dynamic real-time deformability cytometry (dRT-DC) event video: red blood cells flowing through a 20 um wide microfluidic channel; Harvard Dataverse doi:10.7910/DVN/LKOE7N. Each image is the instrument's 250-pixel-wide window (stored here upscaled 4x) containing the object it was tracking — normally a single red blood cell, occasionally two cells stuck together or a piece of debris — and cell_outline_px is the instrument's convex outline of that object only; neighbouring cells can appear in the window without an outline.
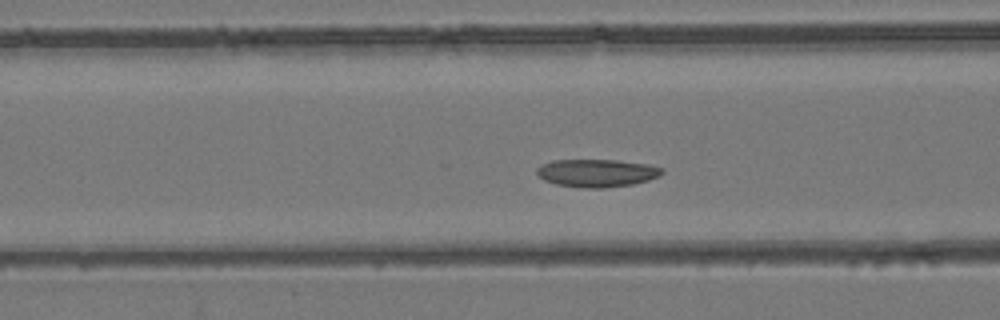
{"species": "common noctule bat (a hibernating species)", "species_latin": "Nyctalus noctula", "temperature_condition": "room temperature", "stored_images_in_passage": 44, "camera_frame_rate_fps": 3000, "um_per_image_px": 0.085, "animal": {"sex": "female", "body_mass_g": 24.6, "forearm_length_mm": 56.2}, "frame": {"image": 1, "passage_image": 9, "time_ms": 2.667, "image_size_px": [1000, 320], "cell_outline_px": [[664, 172], [660, 176], [648, 180], [632, 184], [604, 188], [584, 188], [556, 184], [544, 180], [536, 172], [536, 168], [540, 164], [552, 160], [616, 160], [648, 164], [664, 168]], "centroid_in_image_um": [50.73, 14.7], "position_along_channel_um": 115.9, "area_um2": 20.4}}
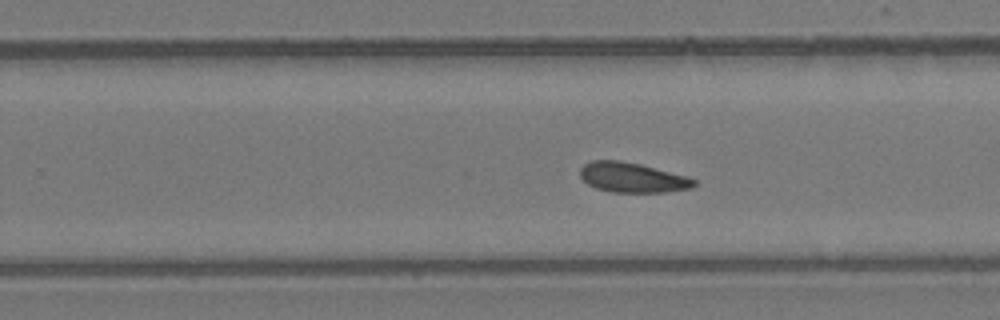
{"frame": {"image": 2, "passage_image": 22, "time_ms": 7.0, "image_size_px": [1000, 320], "cell_outline_px": [[696, 184], [692, 188], [664, 192], [612, 192], [596, 188], [588, 184], [580, 176], [580, 168], [584, 164], [592, 160], [620, 160], [640, 164], [684, 176], [696, 180]], "centroid_in_image_um": [53.71, 15.09], "position_along_channel_um": 276.1, "area_um2": 19.65}}
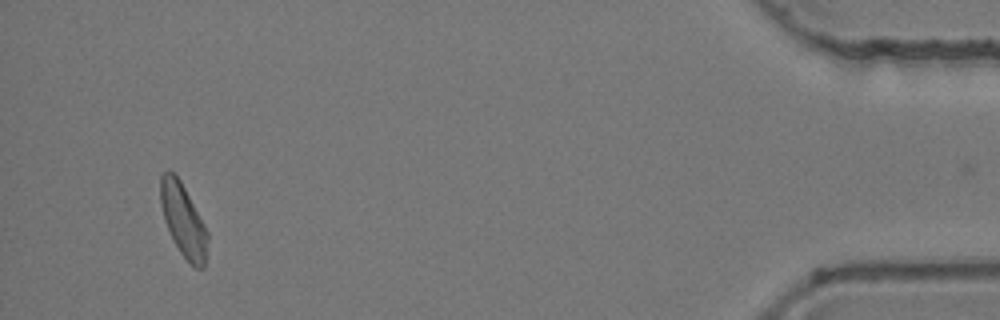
{"frame": {"image": 3, "passage_image": 40, "time_ms": 13.0, "image_size_px": [1000, 320], "cell_outline_px": [[208, 240], [204, 268], [196, 268], [180, 252], [164, 220], [160, 204], [160, 176], [168, 168], [180, 180], [204, 224], [208, 232]], "centroid_in_image_um": [15.57, 18.69], "position_along_channel_um": 419.6, "area_um2": 19.65}}